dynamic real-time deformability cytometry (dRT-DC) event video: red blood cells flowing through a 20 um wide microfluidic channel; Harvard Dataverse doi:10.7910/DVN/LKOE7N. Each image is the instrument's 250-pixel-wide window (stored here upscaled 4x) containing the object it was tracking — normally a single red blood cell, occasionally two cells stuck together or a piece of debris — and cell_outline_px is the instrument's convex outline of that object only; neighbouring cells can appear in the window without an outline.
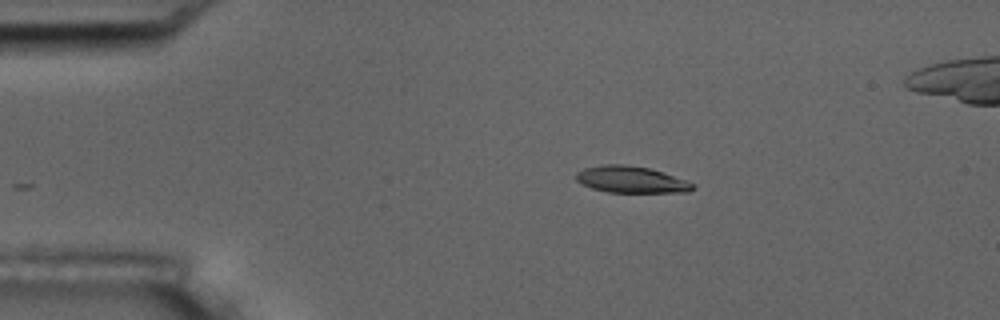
{"species": "common noctule bat (a hibernating species)", "species_latin": "Nyctalus noctula", "temperature_condition": "room temperature", "stored_images_in_passage": 47, "camera_frame_rate_fps": 3000, "um_per_image_px": 0.085, "animal": {"sex": "male", "body_mass_g": 17.5, "forearm_length_mm": 52.3}, "frame": {"image": 1, "passage_image": 1, "time_ms": 0.0, "image_size_px": [1000, 320], "cell_outline_px": [[696, 188], [688, 192], [608, 192], [592, 188], [580, 184], [576, 180], [576, 172], [584, 168], [604, 164], [624, 164], [648, 168], [696, 184]], "centroid_in_image_um": [53.61, 15.27], "position_along_channel_um": 31.4, "area_um2": 17.98}}
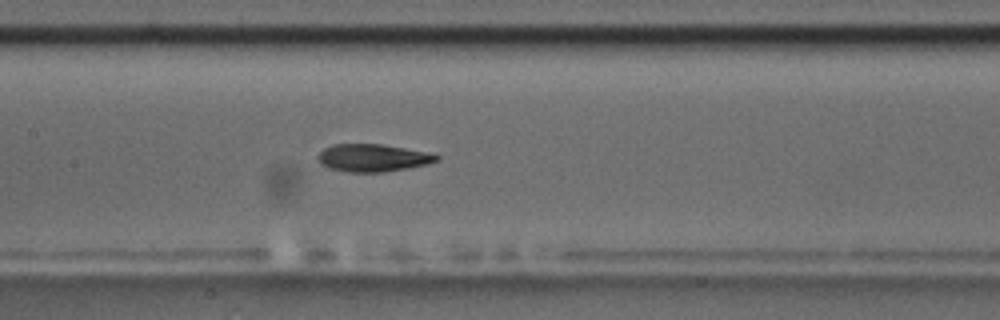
{"frame": {"image": 2, "passage_image": 17, "time_ms": 5.333, "image_size_px": [1000, 320], "cell_outline_px": [[440, 160], [428, 164], [408, 168], [384, 172], [348, 172], [328, 168], [320, 164], [316, 156], [324, 148], [332, 144], [384, 144], [424, 152], [440, 156]], "centroid_in_image_um": [31.65, 13.42], "position_along_channel_um": 175.7, "area_um2": 19.13}}
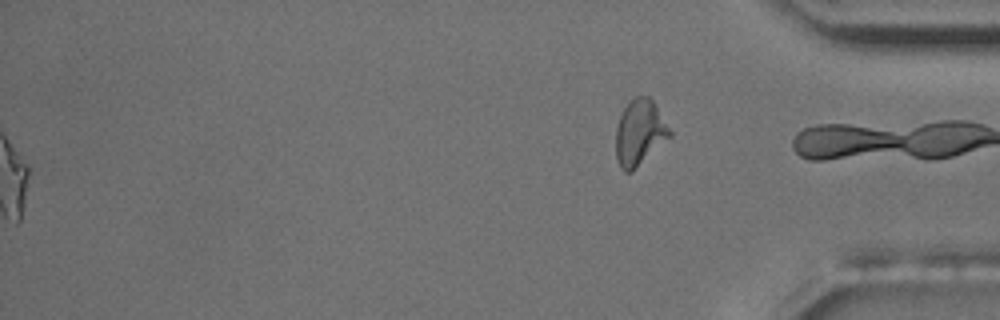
{"frame": {"image": 3, "passage_image": 47, "time_ms": 15.333, "image_size_px": [1000, 320], "cell_outline_px": [[672, 136], [632, 172], [624, 172], [620, 168], [616, 156], [616, 128], [620, 116], [624, 108], [636, 96], [648, 96], [652, 100], [672, 132]], "centroid_in_image_um": [54.37, 11.31], "position_along_channel_um": 380.8, "area_um2": 20.52}, "authors_computed_cell_mechanics": {"area_um2": 19.1896, "velocity_mm_per_s": 3.6412, "shape_relaxation_time_tau1_ms": 5.6151, "shape_relaxation_time_tau2_ms": 3.3727, "deformation_change_tau1": 0.1913, "deformation_change_tau2": 0.1135}}